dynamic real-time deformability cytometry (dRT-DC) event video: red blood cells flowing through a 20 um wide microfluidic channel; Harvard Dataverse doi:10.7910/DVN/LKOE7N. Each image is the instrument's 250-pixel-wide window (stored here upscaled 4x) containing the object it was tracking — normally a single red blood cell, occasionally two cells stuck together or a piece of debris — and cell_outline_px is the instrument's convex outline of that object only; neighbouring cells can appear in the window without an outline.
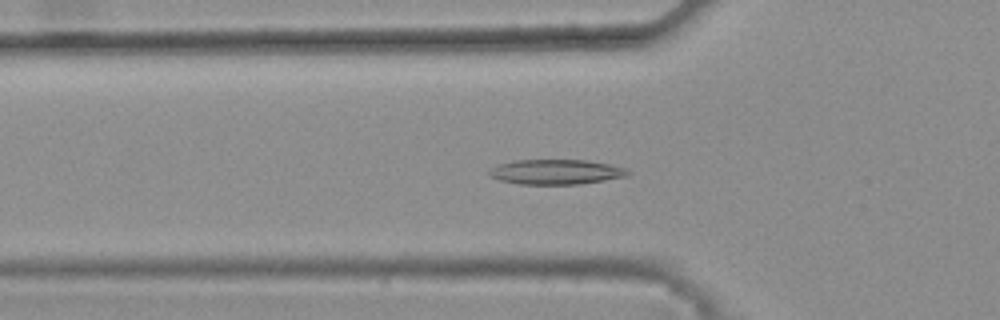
{"species": "common noctule bat (a hibernating species)", "species_latin": "Nyctalus noctula", "temperature_condition": "warm", "stored_images_in_passage": 45, "camera_frame_rate_fps": 3000, "um_per_image_px": 0.085, "animal": {"sex": "female", "body_mass_g": 25.1}, "frame": {"image": 1, "passage_image": 18, "time_ms": 5.667, "image_size_px": [1000, 320], "cell_outline_px": [[632, 172], [628, 176], [580, 184], [520, 184], [500, 180], [492, 176], [488, 172], [496, 164], [512, 160], [584, 160], [608, 164], [624, 168]], "centroid_in_image_um": [47.25, 14.61], "position_along_channel_um": 78.5, "area_um2": 20.06}}
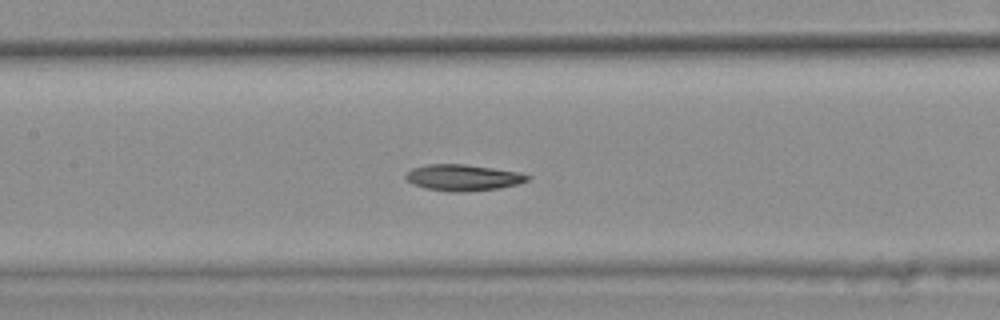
{"frame": {"image": 2, "passage_image": 25, "time_ms": 8.0, "image_size_px": [1000, 320], "cell_outline_px": [[532, 176], [528, 180], [516, 184], [496, 188], [456, 192], [448, 192], [424, 188], [412, 184], [404, 176], [412, 168], [428, 164], [464, 164], [520, 172]], "centroid_in_image_um": [39.32, 15.09], "position_along_channel_um": 168.1, "area_um2": 18.44}}
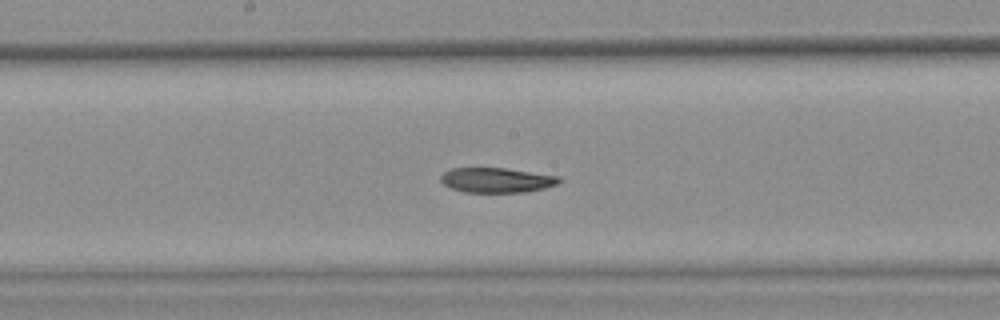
{"frame": {"image": 3, "passage_image": 28, "time_ms": 9.0, "image_size_px": [1000, 320], "cell_outline_px": [[560, 180], [556, 184], [544, 188], [524, 192], [464, 192], [452, 188], [444, 184], [440, 180], [440, 176], [444, 172], [452, 168], [504, 168], [560, 176]], "centroid_in_image_um": [42.19, 15.31], "position_along_channel_um": 206.0, "area_um2": 16.99}, "authors_computed_cell_mechanics": {"area_um2": 18.6694, "velocity_mm_per_s": 3.8198, "shape_relaxation_time_tau1_ms": 8.5702, "shape_relaxation_time_tau2_ms": null, "deformation_change_tau1": 0.1652, "deformation_change_tau2": null}}